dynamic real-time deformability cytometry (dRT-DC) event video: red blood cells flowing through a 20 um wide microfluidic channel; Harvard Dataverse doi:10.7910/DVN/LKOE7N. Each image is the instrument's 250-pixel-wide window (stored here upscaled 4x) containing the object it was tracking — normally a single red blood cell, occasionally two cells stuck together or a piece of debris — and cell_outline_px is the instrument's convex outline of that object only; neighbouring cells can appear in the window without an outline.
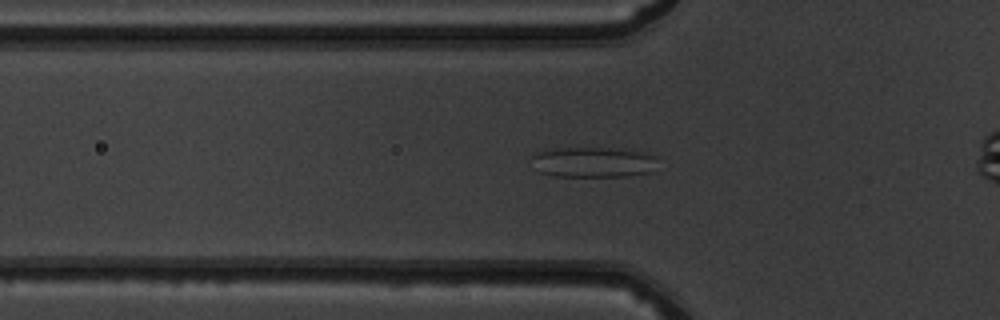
{"species": "common noctule bat (a hibernating species)", "species_latin": "Nyctalus noctula", "temperature_condition": "warm", "stored_images_in_passage": 43, "segment_of_instrument_passage": [1, 2], "camera_frame_rate_fps": 3000, "um_per_image_px": 0.085, "animal": {"sex": "male", "body_mass_g": 19.5, "forearm_length_mm": 54.6}, "frame": {"image": 1, "passage_image": 16, "time_ms": 5.0, "image_size_px": [1000, 320], "cell_outline_px": [[656, 156], [652, 172], [628, 176], [556, 176], [540, 172], [532, 156], [536, 152], [560, 148], [608, 148], [640, 152]], "centroid_in_image_um": [50.44, 13.79], "position_along_channel_um": 75.4, "area_um2": 21.79}}
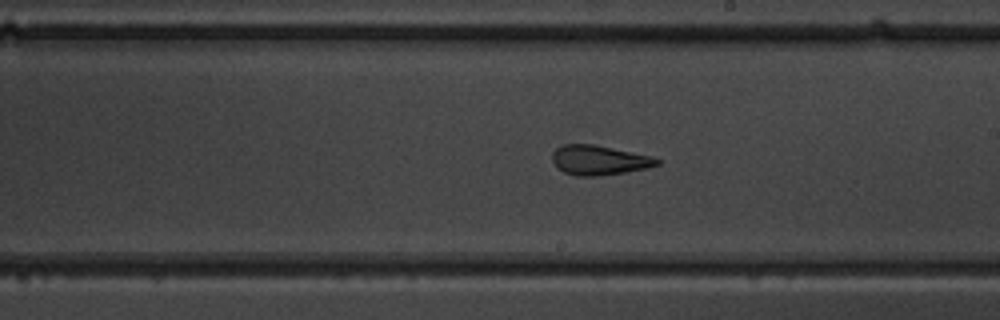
{"frame": {"image": 2, "passage_image": 28, "time_ms": 9.0, "image_size_px": [1000, 320], "cell_outline_px": [[664, 160], [660, 164], [648, 168], [624, 172], [596, 176], [576, 176], [564, 172], [556, 168], [552, 160], [552, 152], [556, 148], [564, 144], [592, 144], [652, 156]], "centroid_in_image_um": [50.93, 13.61], "position_along_channel_um": 238.1, "area_um2": 18.21}}
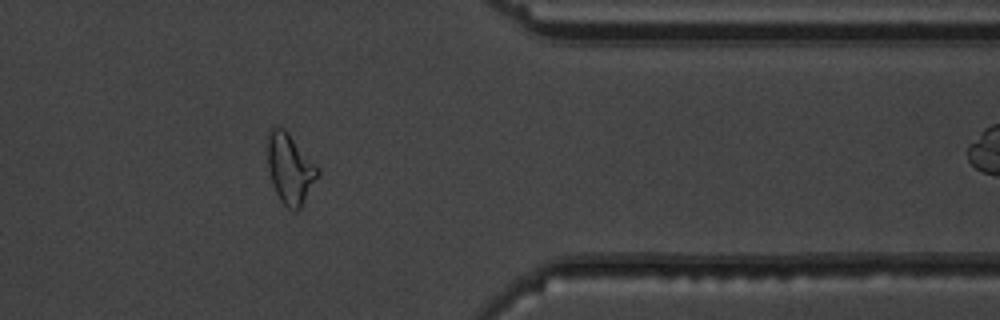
{"frame": {"image": 3, "passage_image": 40, "time_ms": 13.0, "image_size_px": [1000, 320], "cell_outline_px": [[320, 172], [300, 208], [296, 212], [292, 212], [280, 200], [272, 184], [268, 168], [268, 128], [272, 124], [284, 128], [288, 132], [320, 168]], "centroid_in_image_um": [24.64, 14.3], "position_along_channel_um": 386.8, "area_um2": 20.69}}